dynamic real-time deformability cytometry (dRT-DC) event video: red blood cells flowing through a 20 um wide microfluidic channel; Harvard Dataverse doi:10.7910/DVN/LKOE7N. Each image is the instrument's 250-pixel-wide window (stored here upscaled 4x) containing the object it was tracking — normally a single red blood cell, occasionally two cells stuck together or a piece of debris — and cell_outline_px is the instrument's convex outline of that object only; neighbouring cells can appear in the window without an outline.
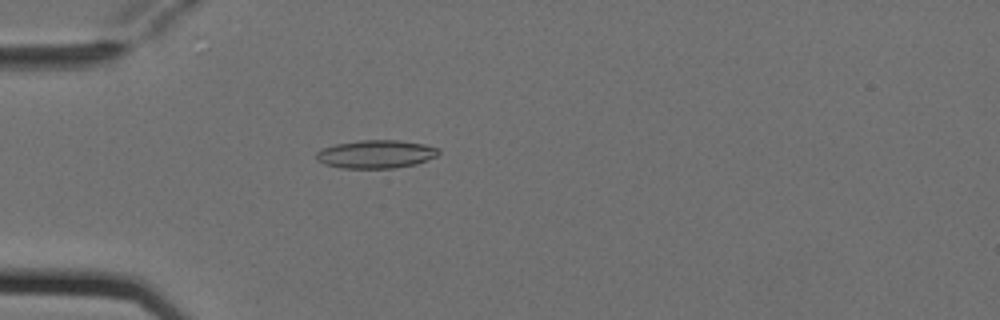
{"species": "Egyptian fruit bat (a non-hibernating species)", "species_latin": "Rousettus aegyptiacus", "temperature_condition": "cold", "stored_images_in_passage": 2, "camera_frame_rate_fps": 3000, "um_per_image_px": 0.085, "animal": {"sex": "female"}, "frame": {"image": 1, "passage_image": 2, "time_ms": 0.333, "image_size_px": [1000, 320], "cell_outline_px": [[440, 152], [436, 156], [416, 164], [396, 168], [340, 168], [324, 164], [316, 160], [316, 152], [320, 148], [336, 144], [360, 140], [400, 140], [424, 144], [440, 148]], "centroid_in_image_um": [31.94, 13.1], "position_along_channel_um": 53.1, "area_um2": 20.29}}